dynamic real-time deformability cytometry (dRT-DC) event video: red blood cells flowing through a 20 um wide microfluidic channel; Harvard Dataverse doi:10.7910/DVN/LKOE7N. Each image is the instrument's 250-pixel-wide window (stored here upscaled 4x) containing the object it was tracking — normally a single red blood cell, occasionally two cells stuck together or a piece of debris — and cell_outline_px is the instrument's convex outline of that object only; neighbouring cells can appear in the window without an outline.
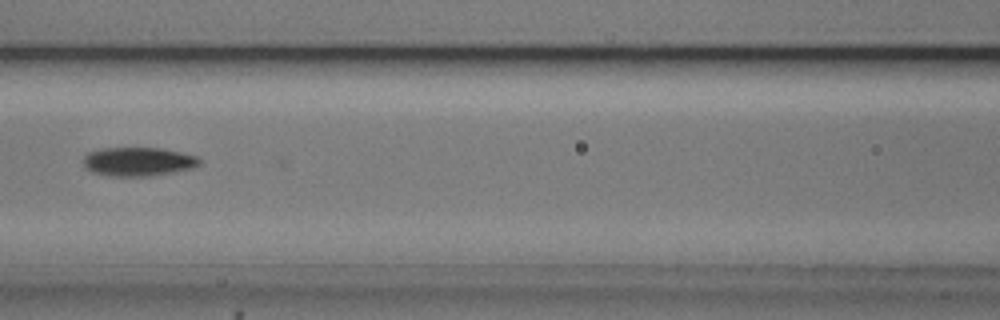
{"species": "common noctule bat (a hibernating species)", "species_latin": "Nyctalus noctula", "temperature_condition": "cold", "stored_images_in_passage": 5, "camera_frame_rate_fps": 3000, "um_per_image_px": 0.085, "animal": {"sex": "male", "body_mass_g": 20.5, "forearm_length_mm": 52.5}, "frame": {"image": 1, "passage_image": 5, "time_ms": 5.667, "image_size_px": [1000, 320], "cell_outline_px": [[200, 164], [192, 168], [152, 176], [108, 176], [92, 172], [84, 168], [84, 156], [88, 152], [100, 148], [160, 148], [180, 152], [196, 156], [200, 160]], "centroid_in_image_um": [11.7, 13.74], "position_along_channel_um": 154.9, "area_um2": 19.54}}